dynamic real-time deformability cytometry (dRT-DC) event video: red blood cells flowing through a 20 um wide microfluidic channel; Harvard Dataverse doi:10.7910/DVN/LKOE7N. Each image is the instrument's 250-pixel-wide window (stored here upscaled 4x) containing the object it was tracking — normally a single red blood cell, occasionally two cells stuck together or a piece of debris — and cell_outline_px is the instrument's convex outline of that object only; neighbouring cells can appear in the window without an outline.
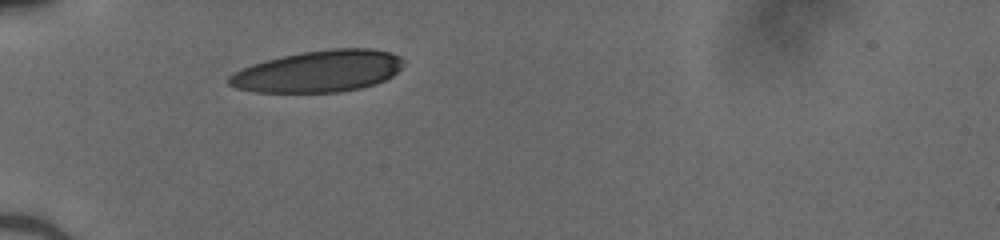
{"species": "human", "species_latin": "Homo sapiens", "temperature_condition": "cold", "stored_images_in_passage": 24, "camera_frame_rate_fps": 3000, "um_per_image_px": 0.085, "donor": {"sex": "male"}, "frame": {"image": 1, "passage_image": 1, "time_ms": 0.0, "image_size_px": [1000, 240], "cell_outline_px": [[404, 64], [392, 76], [384, 80], [360, 88], [340, 92], [256, 92], [236, 88], [228, 84], [228, 76], [252, 64], [300, 52], [328, 48], [372, 48], [392, 52], [400, 56], [404, 60]], "centroid_in_image_um": [27.11, 6.05], "position_along_channel_um": 57.9, "area_um2": 42.31}}
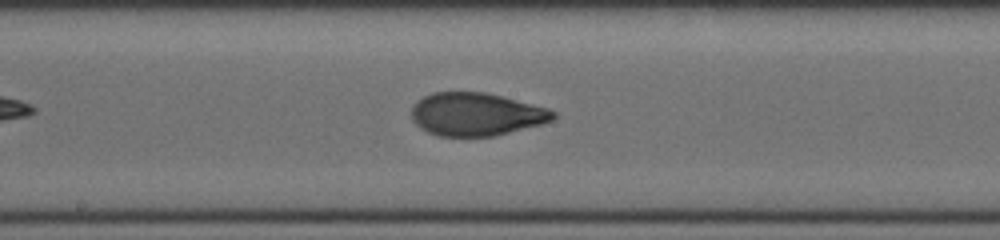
{"frame": {"image": 2, "passage_image": 9, "time_ms": 2.667, "image_size_px": [1000, 240], "cell_outline_px": [[556, 116], [552, 120], [540, 124], [492, 136], [440, 136], [428, 132], [420, 128], [412, 120], [412, 104], [416, 100], [432, 92], [484, 92], [548, 108], [556, 112]], "centroid_in_image_um": [40.42, 9.7], "position_along_channel_um": 207.8, "area_um2": 35.26}}
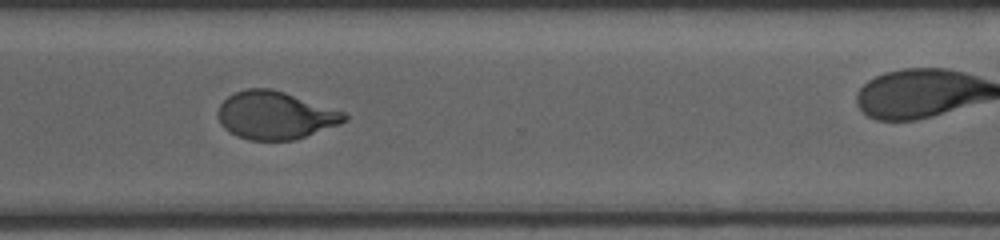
{"frame": {"image": 3, "passage_image": 19, "time_ms": 6.0, "image_size_px": [1000, 240], "cell_outline_px": [[348, 120], [340, 124], [296, 140], [248, 140], [236, 136], [228, 132], [220, 124], [216, 116], [216, 112], [220, 104], [228, 96], [236, 92], [248, 88], [272, 88], [344, 112], [348, 116]], "centroid_in_image_um": [23.36, 9.81], "position_along_channel_um": 347.2, "area_um2": 35.43}}